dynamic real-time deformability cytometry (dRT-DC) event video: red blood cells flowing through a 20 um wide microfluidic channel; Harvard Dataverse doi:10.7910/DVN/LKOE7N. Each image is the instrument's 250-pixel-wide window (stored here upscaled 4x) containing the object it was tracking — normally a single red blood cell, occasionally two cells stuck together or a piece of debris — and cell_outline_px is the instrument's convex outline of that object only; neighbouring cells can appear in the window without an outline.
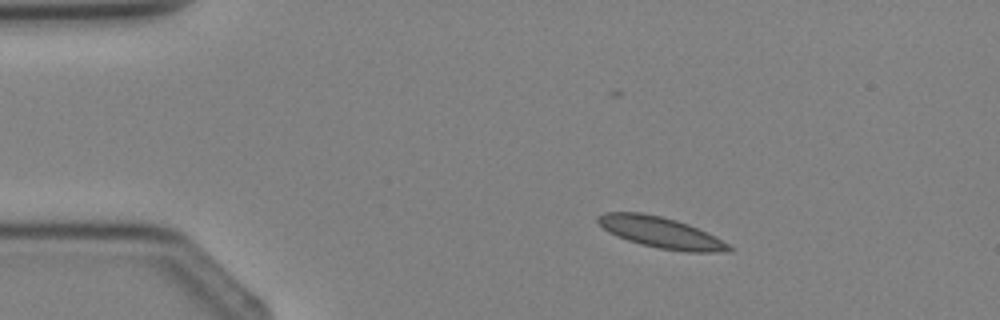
{"species": "Egyptian fruit bat (a non-hibernating species)", "species_latin": "Rousettus aegyptiacus", "temperature_condition": "cold", "stored_images_in_passage": 2, "camera_frame_rate_fps": 3000, "um_per_image_px": 0.085, "animal": {"sex": "female"}, "frame": {"image": 1, "passage_image": 1, "time_ms": 0.0, "image_size_px": [1000, 320], "cell_outline_px": [[732, 252], [688, 252], [660, 248], [640, 244], [616, 236], [608, 232], [596, 220], [596, 216], [604, 212], [640, 212], [660, 216], [676, 220], [688, 224], [728, 244], [732, 248]], "centroid_in_image_um": [56.12, 19.76], "position_along_channel_um": 28.9, "area_um2": 23.35}}